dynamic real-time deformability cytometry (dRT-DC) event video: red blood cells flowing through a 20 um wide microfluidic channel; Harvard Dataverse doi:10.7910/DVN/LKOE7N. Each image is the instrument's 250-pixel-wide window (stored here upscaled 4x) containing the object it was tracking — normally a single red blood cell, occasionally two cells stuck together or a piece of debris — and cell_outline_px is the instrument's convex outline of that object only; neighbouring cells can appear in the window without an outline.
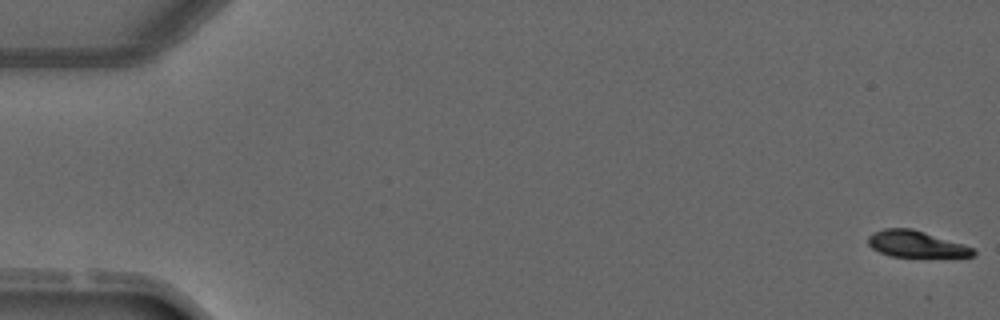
{"species": "common noctule bat (a hibernating species)", "species_latin": "Nyctalus noctula", "temperature_condition": "warm", "stored_images_in_passage": 4, "camera_frame_rate_fps": 3000, "um_per_image_px": 0.085, "animal": {"sex": "male", "forearm_length_mm": 52.5}, "frame": {"image": 1, "passage_image": 1, "time_ms": 0.0, "image_size_px": [1000, 320], "cell_outline_px": [[976, 256], [892, 256], [880, 252], [872, 248], [868, 244], [868, 236], [872, 232], [884, 228], [912, 228], [972, 248], [976, 252]], "centroid_in_image_um": [77.78, 20.73], "position_along_channel_um": 7.2, "area_um2": 15.72}}
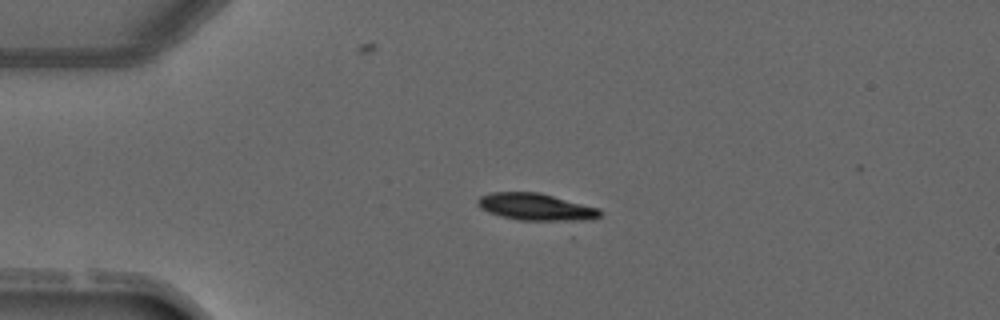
{"frame": {"image": 2, "passage_image": 3, "time_ms": 3.333, "image_size_px": [1000, 320], "cell_outline_px": [[604, 212], [600, 216], [572, 240], [488, 212], [480, 208], [476, 204], [476, 200], [480, 196], [492, 192], [540, 192], [600, 208]], "centroid_in_image_um": [46.04, 17.98], "position_along_channel_um": 39.0, "area_um2": 25.66}}
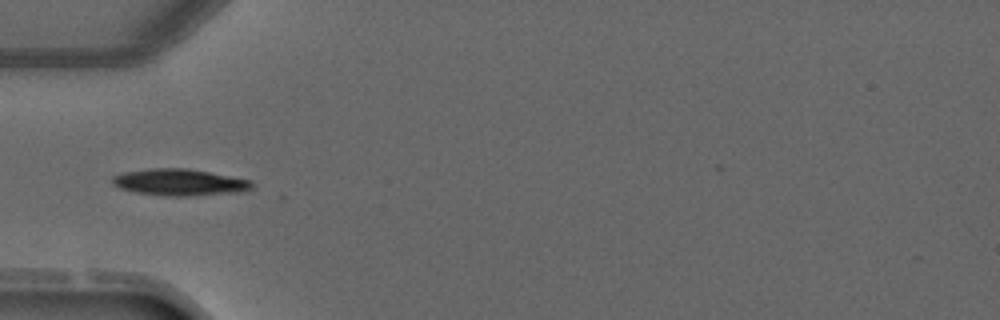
{"frame": {"image": 3, "passage_image": 4, "time_ms": 4.667, "image_size_px": [1000, 320], "cell_outline_px": [[252, 188], [248, 192], [196, 196], [164, 196], [136, 192], [120, 188], [112, 184], [112, 176], [124, 172], [152, 168], [184, 168], [208, 172], [252, 180]], "centroid_in_image_um": [15.31, 15.51], "position_along_channel_um": 69.7, "area_um2": 21.91}}